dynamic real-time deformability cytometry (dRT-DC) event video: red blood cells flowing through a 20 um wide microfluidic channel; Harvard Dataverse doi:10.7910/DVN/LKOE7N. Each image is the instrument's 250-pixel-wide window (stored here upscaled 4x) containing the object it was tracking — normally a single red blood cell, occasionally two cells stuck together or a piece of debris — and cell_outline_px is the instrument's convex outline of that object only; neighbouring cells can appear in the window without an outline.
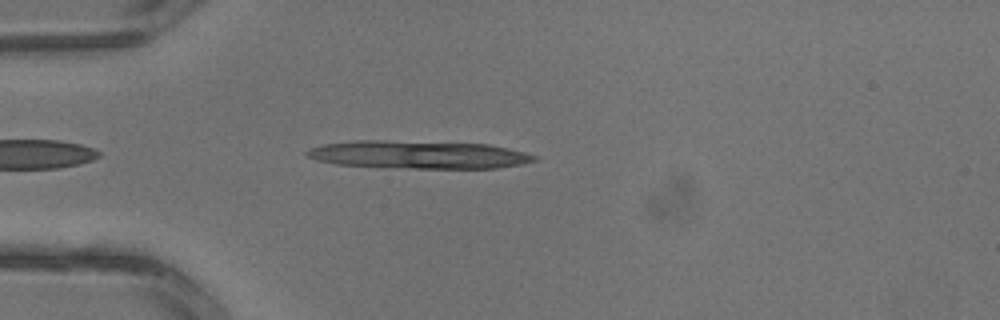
{"species": "common noctule bat (a hibernating species)", "species_latin": "Nyctalus noctula", "temperature_condition": "warm", "stored_images_in_passage": 1, "camera_frame_rate_fps": 3000, "um_per_image_px": 0.085, "animal": {"sex": "male", "body_mass_g": 13.3}, "frame": {"image": 1, "passage_image": 1, "time_ms": 0.0, "image_size_px": [1000, 320], "cell_outline_px": [[536, 160], [524, 164], [496, 168], [408, 168], [336, 164], [316, 160], [308, 156], [304, 152], [312, 148], [324, 144], [356, 140], [384, 140], [488, 144], [508, 148], [524, 152], [536, 156]], "centroid_in_image_um": [35.59, 13.14], "position_along_channel_um": 49.4, "area_um2": 36.82}}